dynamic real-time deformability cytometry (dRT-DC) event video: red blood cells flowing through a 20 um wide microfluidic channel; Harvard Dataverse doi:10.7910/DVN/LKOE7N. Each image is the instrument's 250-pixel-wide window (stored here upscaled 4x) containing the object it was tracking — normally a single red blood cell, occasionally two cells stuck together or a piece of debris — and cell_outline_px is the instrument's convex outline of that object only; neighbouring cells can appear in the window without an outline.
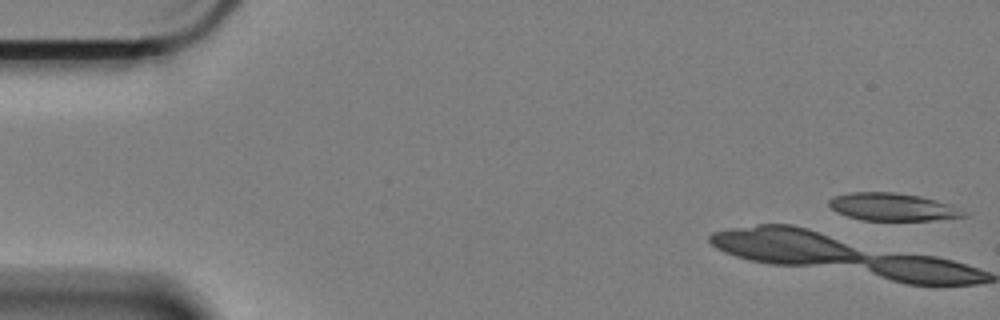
{"species": "Egyptian fruit bat (a non-hibernating species)", "species_latin": "Rousettus aegyptiacus", "temperature_condition": "cold", "stored_images_in_passage": 6, "camera_frame_rate_fps": 3000, "um_per_image_px": 0.085, "animal": {"sex": "female"}, "frame": {"image": 1, "passage_image": 1, "time_ms": 0.0, "image_size_px": [1000, 320], "cell_outline_px": [[968, 216], [932, 220], [864, 220], [848, 216], [836, 212], [828, 204], [828, 200], [832, 196], [852, 192], [892, 192], [920, 196], [936, 200], [948, 204], [964, 212]], "centroid_in_image_um": [75.81, 17.58], "position_along_channel_um": 9.2, "area_um2": 21.44}}